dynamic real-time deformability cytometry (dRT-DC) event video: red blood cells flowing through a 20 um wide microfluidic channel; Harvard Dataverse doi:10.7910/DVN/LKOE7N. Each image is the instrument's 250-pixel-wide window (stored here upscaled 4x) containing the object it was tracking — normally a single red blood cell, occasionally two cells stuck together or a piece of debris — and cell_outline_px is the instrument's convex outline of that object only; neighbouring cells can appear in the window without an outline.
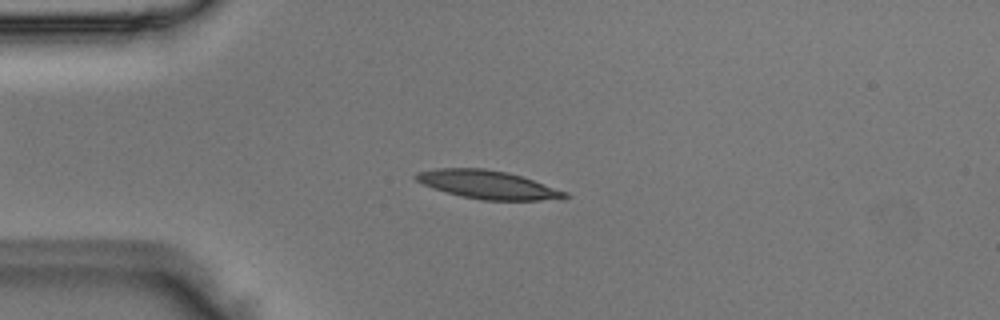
{"species": "Egyptian fruit bat (a non-hibernating species)", "species_latin": "Rousettus aegyptiacus", "temperature_condition": "room temperature", "stored_images_in_passage": 48, "camera_frame_rate_fps": 3000, "um_per_image_px": 0.085, "animal": {"sex": "male"}, "frame": {"image": 1, "passage_image": 11, "time_ms": 3.333, "image_size_px": [1000, 320], "cell_outline_px": [[568, 196], [564, 200], [484, 200], [460, 196], [432, 188], [416, 180], [412, 176], [416, 172], [436, 168], [484, 168], [508, 172], [568, 192]], "centroid_in_image_um": [41.46, 15.7], "position_along_channel_um": 43.5, "area_um2": 24.68}}
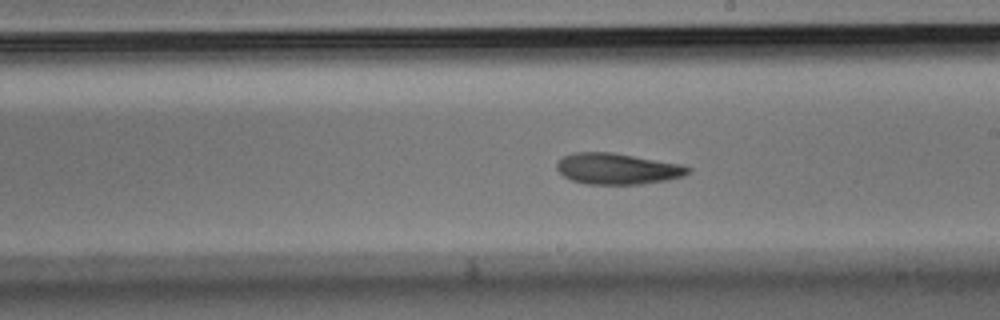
{"frame": {"image": 2, "passage_image": 27, "time_ms": 8.667, "image_size_px": [1000, 320], "cell_outline_px": [[692, 172], [684, 176], [668, 180], [640, 184], [588, 184], [572, 180], [564, 176], [556, 168], [556, 164], [564, 156], [572, 152], [612, 152], [680, 164], [692, 168]], "centroid_in_image_um": [52.5, 14.34], "position_along_channel_um": 236.5, "area_um2": 23.76}}
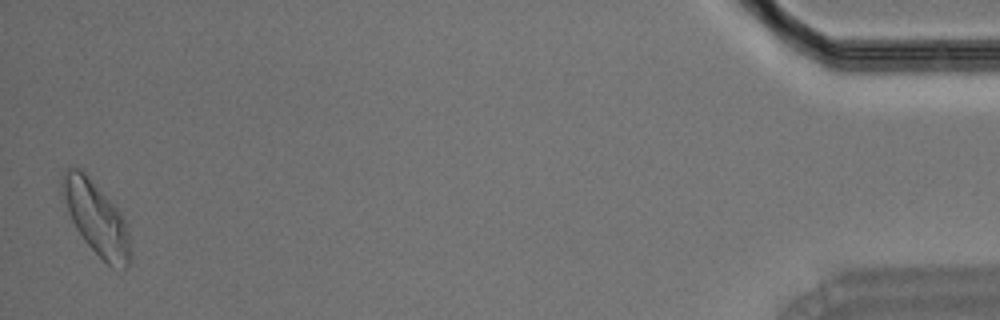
{"frame": {"image": 3, "passage_image": 48, "time_ms": 15.667, "image_size_px": [1000, 320], "cell_outline_px": [[132, 260], [124, 268], [112, 268], [84, 240], [76, 228], [68, 212], [60, 184], [60, 180], [64, 172], [68, 168], [80, 168], [84, 172], [124, 216], [128, 232]], "centroid_in_image_um": [8.2, 18.56], "position_along_channel_um": 427.0, "area_um2": 28.44}}